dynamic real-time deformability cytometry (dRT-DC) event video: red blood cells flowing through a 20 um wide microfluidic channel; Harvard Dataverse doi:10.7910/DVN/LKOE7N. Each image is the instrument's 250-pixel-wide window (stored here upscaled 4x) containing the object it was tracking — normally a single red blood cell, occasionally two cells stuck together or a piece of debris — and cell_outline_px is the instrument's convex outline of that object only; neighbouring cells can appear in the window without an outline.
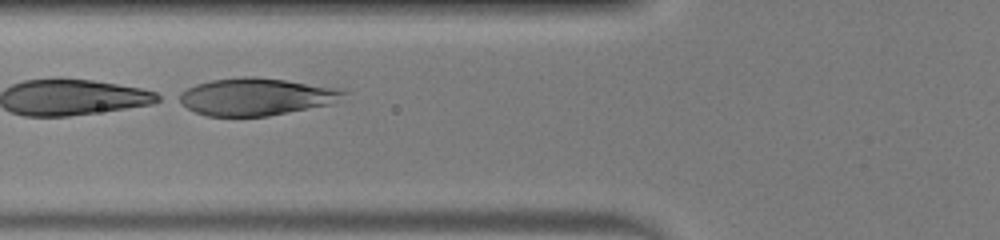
{"species": "human", "species_latin": "Homo sapiens", "temperature_condition": "warm", "stored_images_in_passage": 25, "camera_frame_rate_fps": 3000, "um_per_image_px": 0.085, "donor": {"sex": "male"}, "frame": {"image": 1, "passage_image": 12, "time_ms": 3.667, "image_size_px": [1000, 240], "cell_outline_px": [[348, 92], [328, 104], [268, 116], [208, 116], [196, 112], [172, 100], [172, 96], [196, 84], [212, 80], [240, 76], [252, 76], [284, 80], [340, 88]], "centroid_in_image_um": [21.63, 8.21], "position_along_channel_um": 104.2, "area_um2": 35.72}}
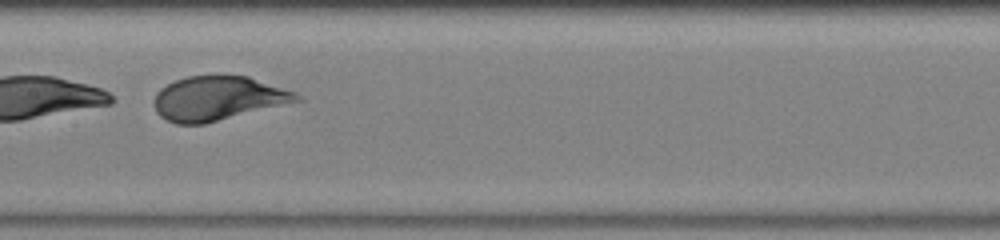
{"frame": {"image": 2, "passage_image": 18, "time_ms": 5.667, "image_size_px": [1000, 240], "cell_outline_px": [[304, 100], [204, 124], [176, 124], [160, 116], [156, 112], [156, 92], [160, 88], [176, 80], [188, 76], [216, 72], [248, 76], [296, 92]], "centroid_in_image_um": [18.56, 8.32], "position_along_channel_um": 188.8, "area_um2": 37.34}}